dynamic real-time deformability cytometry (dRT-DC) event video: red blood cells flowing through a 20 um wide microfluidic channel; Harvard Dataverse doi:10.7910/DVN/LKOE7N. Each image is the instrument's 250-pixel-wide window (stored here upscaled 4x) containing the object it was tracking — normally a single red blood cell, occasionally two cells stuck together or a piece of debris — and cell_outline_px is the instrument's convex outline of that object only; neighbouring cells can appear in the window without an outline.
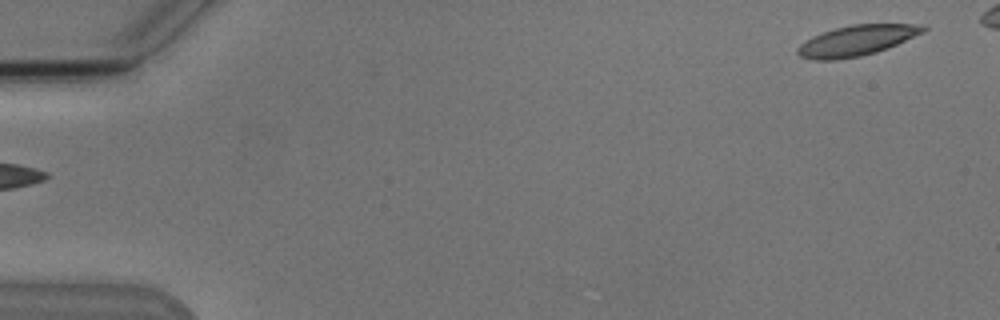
{"species": "Egyptian fruit bat (a non-hibernating species)", "species_latin": "Rousettus aegyptiacus", "temperature_condition": "cold", "stored_images_in_passage": 6, "segment_of_instrument_passage": [2, 2], "camera_frame_rate_fps": 3000, "um_per_image_px": 0.085, "animal": {"sex": "male"}, "frame": {"image": 1, "passage_image": 6, "time_ms": 5.667, "image_size_px": [1000, 320], "cell_outline_px": [[928, 28], [924, 32], [896, 44], [876, 52], [860, 56], [836, 60], [812, 60], [800, 56], [796, 52], [796, 48], [800, 44], [812, 36], [836, 28], [852, 24], [924, 24]], "centroid_in_image_um": [72.8, 3.44], "position_along_channel_um": 12.2, "area_um2": 22.2}}